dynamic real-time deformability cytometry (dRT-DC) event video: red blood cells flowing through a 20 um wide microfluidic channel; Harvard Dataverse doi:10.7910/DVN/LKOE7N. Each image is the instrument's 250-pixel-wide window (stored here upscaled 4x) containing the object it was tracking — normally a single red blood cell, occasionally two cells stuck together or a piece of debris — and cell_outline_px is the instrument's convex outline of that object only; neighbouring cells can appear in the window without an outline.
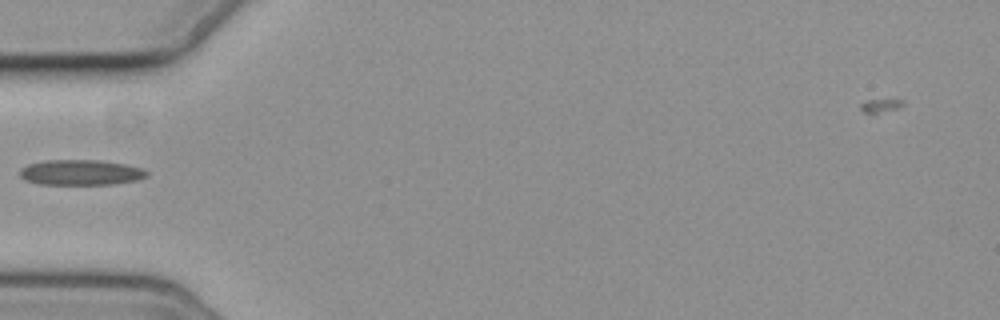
{"species": "common noctule bat (a hibernating species)", "species_latin": "Nyctalus noctula", "temperature_condition": "cold", "stored_images_in_passage": 7, "camera_frame_rate_fps": 3000, "um_per_image_px": 0.085, "animal": {"sex": "female", "body_mass_g": 19.3, "forearm_length_mm": 54.1}, "frame": {"image": 1, "passage_image": 6, "time_ms": 6.0, "image_size_px": [1000, 320], "cell_outline_px": [[148, 176], [140, 180], [116, 184], [40, 184], [24, 180], [20, 176], [20, 168], [28, 164], [44, 160], [100, 160], [124, 164], [144, 168], [148, 172]], "centroid_in_image_um": [6.89, 14.66], "position_along_channel_um": 78.1, "area_um2": 19.02}}
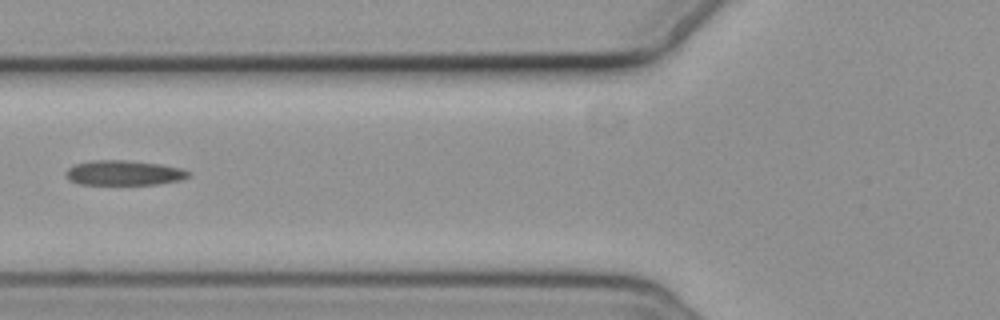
{"frame": {"image": 2, "passage_image": 7, "time_ms": 7.0, "image_size_px": [1000, 320], "cell_outline_px": [[188, 176], [180, 180], [156, 184], [80, 184], [68, 180], [64, 172], [68, 168], [76, 164], [92, 160], [124, 160], [160, 164], [180, 168], [188, 172]], "centroid_in_image_um": [10.47, 14.69], "position_along_channel_um": 115.3, "area_um2": 17.57}}